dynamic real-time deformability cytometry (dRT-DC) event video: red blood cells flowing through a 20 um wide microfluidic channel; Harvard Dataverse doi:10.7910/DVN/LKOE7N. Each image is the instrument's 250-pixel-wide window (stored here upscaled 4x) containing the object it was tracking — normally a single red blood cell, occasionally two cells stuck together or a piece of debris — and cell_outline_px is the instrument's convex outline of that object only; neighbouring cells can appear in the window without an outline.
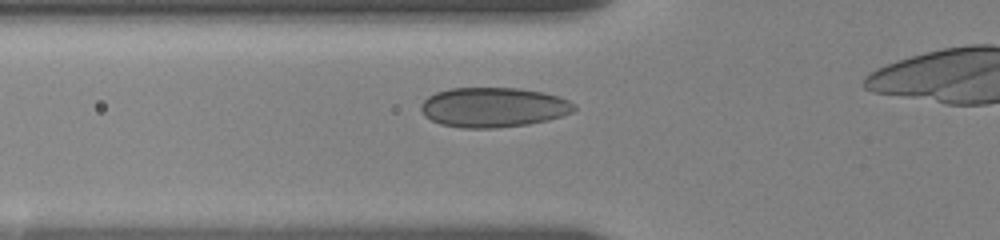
{"species": "human", "species_latin": "Homo sapiens", "temperature_condition": "room temperature", "stored_images_in_passage": 24, "camera_frame_rate_fps": 3000, "um_per_image_px": 0.085, "donor": {"sex": "female"}, "frame": {"image": 1, "passage_image": 4, "time_ms": 2.333, "image_size_px": [1000, 240], "cell_outline_px": [[576, 108], [572, 112], [548, 120], [528, 124], [496, 128], [460, 128], [440, 124], [424, 116], [420, 108], [420, 104], [428, 96], [436, 92], [448, 88], [520, 88], [544, 92], [560, 96], [568, 100]], "centroid_in_image_um": [41.91, 9.12], "position_along_channel_um": 83.9, "area_um2": 35.72}}
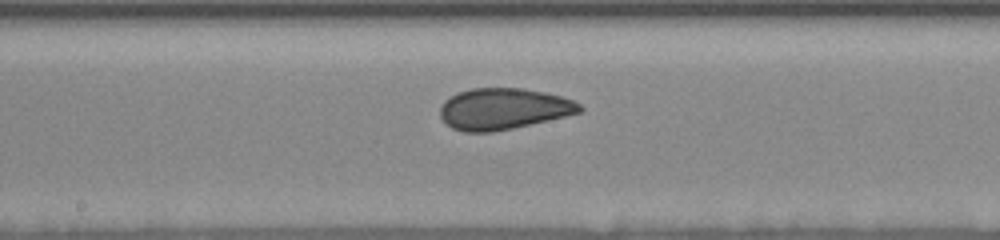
{"frame": {"image": 2, "passage_image": 10, "time_ms": 5.667, "image_size_px": [1000, 240], "cell_outline_px": [[584, 108], [580, 112], [564, 116], [512, 128], [492, 132], [464, 132], [452, 128], [440, 116], [440, 104], [444, 100], [460, 92], [472, 88], [520, 88], [544, 92], [560, 96], [572, 100], [580, 104]], "centroid_in_image_um": [42.76, 9.25], "position_along_channel_um": 205.4, "area_um2": 33.23}}
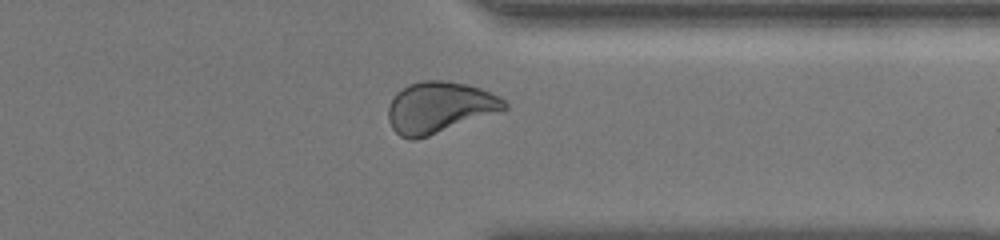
{"frame": {"image": 3, "passage_image": 20, "time_ms": 10.333, "image_size_px": [1000, 240], "cell_outline_px": [[508, 108], [428, 136], [416, 140], [408, 140], [400, 136], [392, 128], [388, 120], [388, 108], [396, 92], [408, 84], [420, 80], [444, 80], [468, 84], [480, 88], [504, 100], [508, 104]], "centroid_in_image_um": [37.3, 9.12], "position_along_channel_um": 374.1, "area_um2": 34.45}}